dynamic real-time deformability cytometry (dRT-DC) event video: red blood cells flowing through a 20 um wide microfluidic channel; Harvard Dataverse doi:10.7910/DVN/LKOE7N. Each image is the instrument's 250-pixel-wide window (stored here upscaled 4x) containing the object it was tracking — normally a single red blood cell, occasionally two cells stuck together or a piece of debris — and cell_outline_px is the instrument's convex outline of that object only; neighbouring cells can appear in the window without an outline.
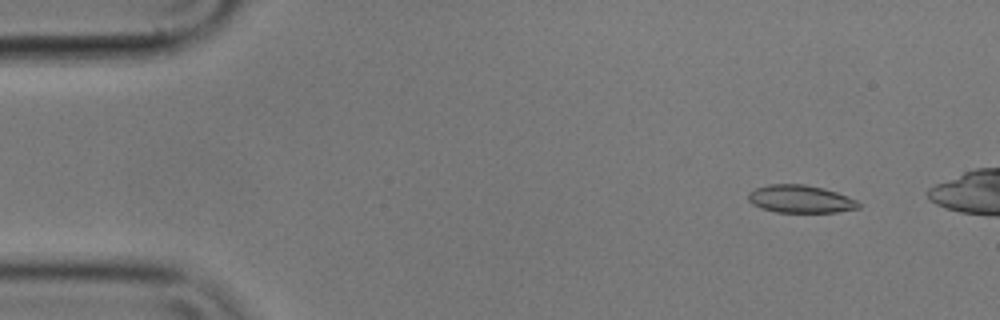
{"species": "common noctule bat (a hibernating species)", "species_latin": "Nyctalus noctula", "temperature_condition": "cold", "stored_images_in_passage": 5, "camera_frame_rate_fps": 3000, "um_per_image_px": 0.085, "animal": {"sex": "male", "body_mass_g": 17.9}, "frame": {"image": 1, "passage_image": 2, "time_ms": 0.333, "image_size_px": [1000, 320], "cell_outline_px": [[860, 208], [836, 212], [776, 212], [760, 208], [752, 204], [748, 200], [748, 192], [756, 188], [768, 184], [804, 184], [824, 188], [848, 196], [856, 200], [860, 204]], "centroid_in_image_um": [68.02, 16.91], "position_along_channel_um": 17.0, "area_um2": 17.92}}